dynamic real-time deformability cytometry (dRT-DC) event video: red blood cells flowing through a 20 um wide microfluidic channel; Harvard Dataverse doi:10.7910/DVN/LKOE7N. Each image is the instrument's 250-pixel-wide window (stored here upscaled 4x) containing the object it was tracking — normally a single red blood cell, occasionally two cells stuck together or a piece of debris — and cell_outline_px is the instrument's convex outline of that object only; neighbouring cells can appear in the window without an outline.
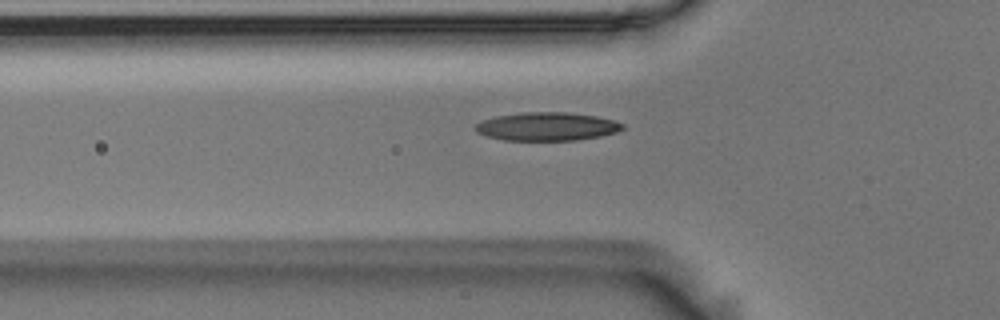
{"species": "Egyptian fruit bat (a non-hibernating species)", "species_latin": "Rousettus aegyptiacus", "temperature_condition": "room temperature", "stored_images_in_passage": 40, "camera_frame_rate_fps": 3000, "um_per_image_px": 0.085, "animal": {"sex": "male"}, "frame": {"image": 1, "passage_image": 7, "time_ms": 2.0, "image_size_px": [1000, 320], "cell_outline_px": [[624, 128], [616, 132], [600, 136], [576, 140], [504, 140], [488, 136], [476, 132], [476, 124], [484, 120], [496, 116], [524, 112], [564, 112], [596, 116], [612, 120], [624, 124]], "centroid_in_image_um": [46.5, 10.75], "position_along_channel_um": 79.3, "area_um2": 24.04}}
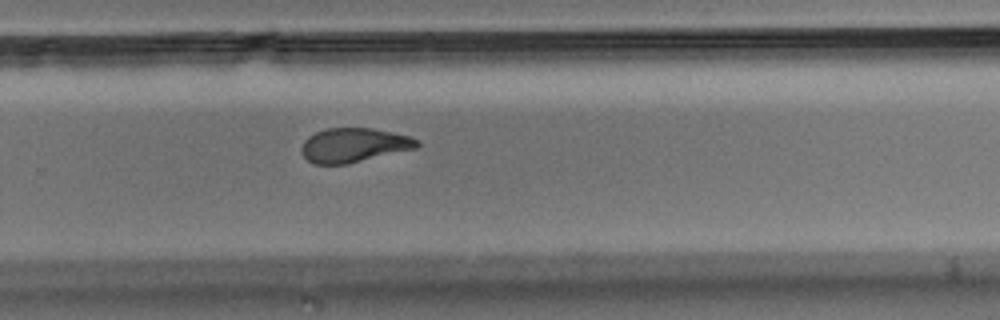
{"frame": {"image": 2, "passage_image": 25, "time_ms": 8.0, "image_size_px": [1000, 320], "cell_outline_px": [[420, 144], [416, 148], [344, 164], [312, 164], [300, 152], [300, 148], [304, 140], [308, 136], [316, 132], [328, 128], [372, 128], [392, 132], [408, 136], [420, 140]], "centroid_in_image_um": [30.04, 12.33], "position_along_channel_um": 299.8, "area_um2": 22.89}}
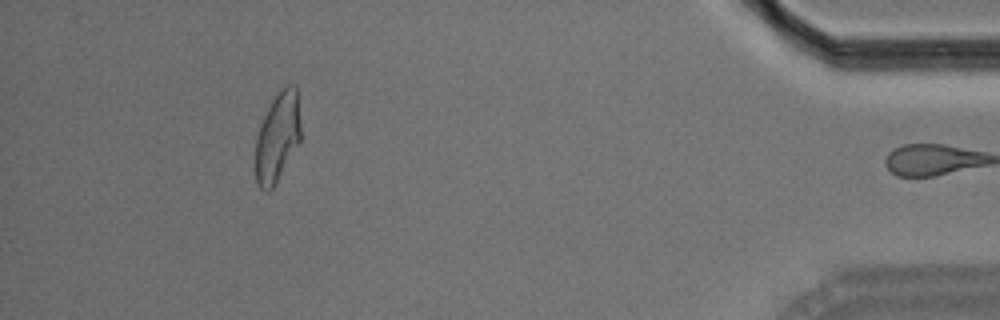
{"frame": {"image": 3, "passage_image": 39, "time_ms": 12.667, "image_size_px": [1000, 320], "cell_outline_px": [[300, 144], [276, 184], [268, 192], [264, 192], [256, 184], [256, 136], [260, 124], [276, 92], [284, 84], [296, 84], [300, 124]], "centroid_in_image_um": [23.6, 11.67], "position_along_channel_um": 411.6, "area_um2": 24.1}, "authors_computed_cell_mechanics": {"area_um2": 23.6113, "velocity_mm_per_s": 3.6636, "shape_relaxation_time_tau1_ms": null, "shape_relaxation_time_tau2_ms": 2.6206, "deformation_change_tau1": null, "deformation_change_tau2": 0.0916}}